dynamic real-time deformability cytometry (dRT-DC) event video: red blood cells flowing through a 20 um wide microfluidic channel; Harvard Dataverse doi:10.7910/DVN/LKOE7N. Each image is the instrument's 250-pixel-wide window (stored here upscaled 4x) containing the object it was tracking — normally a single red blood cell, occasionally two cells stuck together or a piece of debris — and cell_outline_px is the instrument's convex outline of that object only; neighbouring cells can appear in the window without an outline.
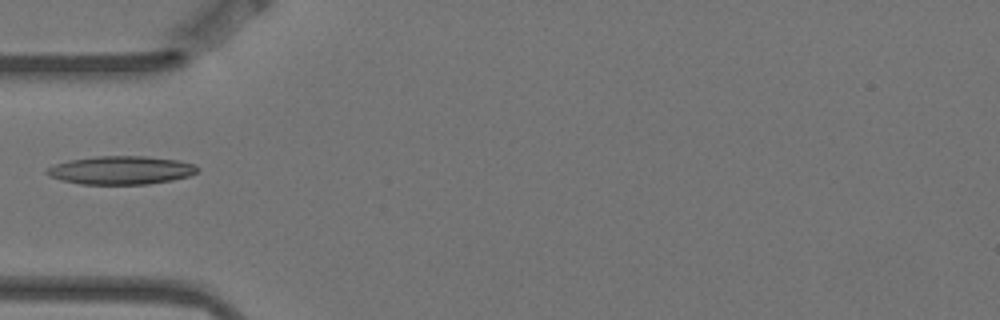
{"species": "Egyptian fruit bat (a non-hibernating species)", "species_latin": "Rousettus aegyptiacus", "temperature_condition": "warm", "stored_images_in_passage": 4, "camera_frame_rate_fps": 3000, "um_per_image_px": 0.085, "animal": {"sex": "female"}, "frame": {"image": 1, "passage_image": 4, "time_ms": 1.0, "image_size_px": [1000, 320], "cell_outline_px": [[200, 168], [196, 172], [188, 176], [172, 180], [148, 184], [80, 184], [60, 180], [48, 176], [44, 172], [48, 168], [56, 164], [68, 160], [96, 156], [144, 156], [180, 160], [196, 164]], "centroid_in_image_um": [10.29, 14.46], "position_along_channel_um": 74.7, "area_um2": 25.03}}